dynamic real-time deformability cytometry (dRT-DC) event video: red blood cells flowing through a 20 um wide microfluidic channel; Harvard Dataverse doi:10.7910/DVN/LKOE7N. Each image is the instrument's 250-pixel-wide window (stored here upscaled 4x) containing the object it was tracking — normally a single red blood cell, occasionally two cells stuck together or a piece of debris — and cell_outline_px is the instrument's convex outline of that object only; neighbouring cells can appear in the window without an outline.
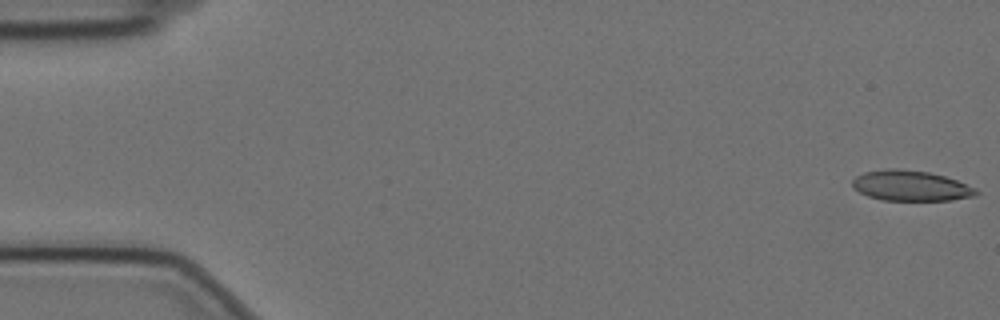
{"species": "Egyptian fruit bat (a non-hibernating species)", "species_latin": "Rousettus aegyptiacus", "temperature_condition": "cold", "stored_images_in_passage": 12, "camera_frame_rate_fps": 3000, "um_per_image_px": 0.085, "animal": {"sex": "female"}, "frame": {"image": 1, "passage_image": 1, "time_ms": 0.0, "image_size_px": [1000, 320], "cell_outline_px": [[980, 192], [976, 196], [952, 200], [880, 200], [868, 196], [852, 188], [852, 180], [856, 176], [864, 172], [888, 168], [892, 168], [928, 172], [944, 176], [956, 180], [976, 188]], "centroid_in_image_um": [77.41, 15.79], "position_along_channel_um": 7.6, "area_um2": 21.96}}